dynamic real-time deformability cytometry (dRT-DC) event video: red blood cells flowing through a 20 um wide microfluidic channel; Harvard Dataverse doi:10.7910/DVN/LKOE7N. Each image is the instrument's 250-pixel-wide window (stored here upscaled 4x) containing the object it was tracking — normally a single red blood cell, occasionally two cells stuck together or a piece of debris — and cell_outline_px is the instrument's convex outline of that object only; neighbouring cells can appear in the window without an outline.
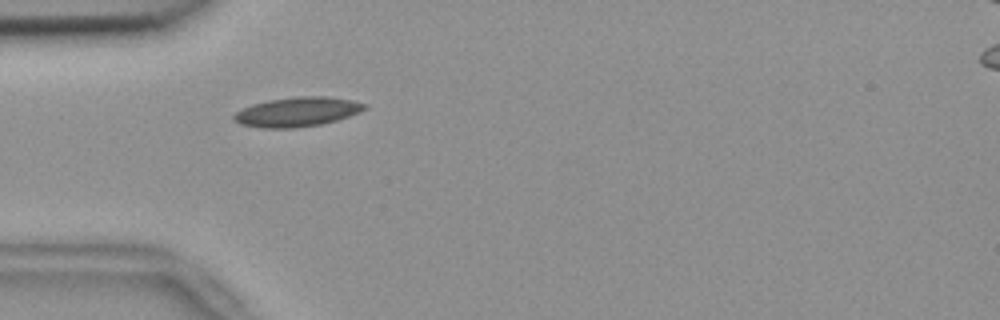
{"species": "common noctule bat (a hibernating species)", "species_latin": "Nyctalus noctula", "temperature_condition": "room temperature", "stored_images_in_passage": 55, "camera_frame_rate_fps": 3000, "um_per_image_px": 0.085, "animal": {"sex": "female", "body_mass_g": 18.4}, "frame": {"image": 1, "passage_image": 17, "time_ms": 5.333, "image_size_px": [1000, 320], "cell_outline_px": [[368, 108], [360, 112], [336, 120], [320, 124], [292, 128], [264, 128], [240, 124], [232, 120], [232, 116], [236, 112], [252, 104], [268, 100], [296, 96], [328, 96], [352, 100], [364, 104]], "centroid_in_image_um": [25.24, 9.5], "position_along_channel_um": 59.8, "area_um2": 22.37}}
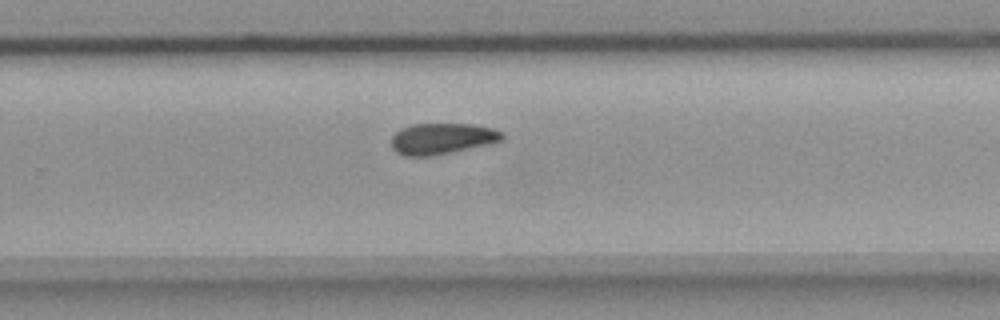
{"frame": {"image": 2, "passage_image": 36, "time_ms": 11.667, "image_size_px": [1000, 320], "cell_outline_px": [[504, 140], [492, 144], [432, 156], [404, 156], [396, 152], [392, 148], [392, 136], [400, 128], [412, 124], [472, 124], [492, 128], [504, 132]], "centroid_in_image_um": [37.61, 11.79], "position_along_channel_um": 292.2, "area_um2": 20.35}}
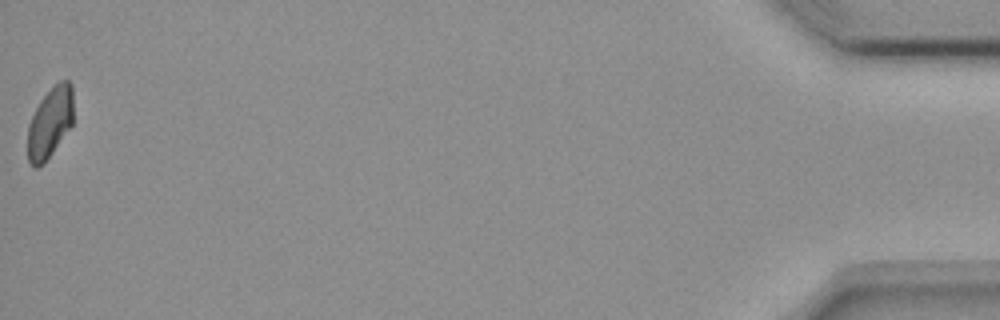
{"frame": {"image": 3, "passage_image": 55, "time_ms": 18.0, "image_size_px": [1000, 320], "cell_outline_px": [[72, 124], [44, 164], [36, 168], [28, 160], [28, 124], [40, 100], [60, 80], [68, 80], [72, 84]], "centroid_in_image_um": [4.24, 10.43], "position_along_channel_um": 431.0, "area_um2": 18.5}, "authors_computed_cell_mechanics": {"area_um2": 20.23, "velocity_mm_per_s": 3.727, "shape_relaxation_time_tau1_ms": 5.7285, "shape_relaxation_time_tau2_ms": 9.5676, "deformation_change_tau1": 0.1072, "deformation_change_tau2": 0.1319}}